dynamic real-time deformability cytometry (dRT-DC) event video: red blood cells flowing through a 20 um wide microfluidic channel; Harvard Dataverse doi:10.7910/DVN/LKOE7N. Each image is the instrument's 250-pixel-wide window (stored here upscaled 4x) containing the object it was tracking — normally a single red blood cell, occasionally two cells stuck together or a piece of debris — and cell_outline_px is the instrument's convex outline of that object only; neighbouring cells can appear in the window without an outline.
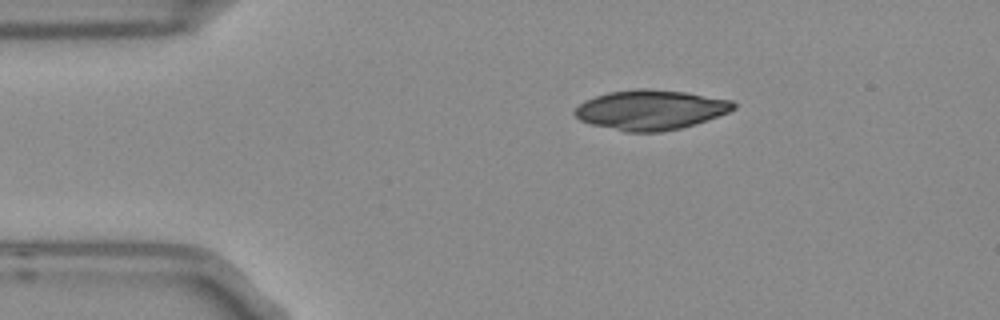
{"species": "Egyptian fruit bat (a non-hibernating species)", "species_latin": "Rousettus aegyptiacus", "temperature_condition": "room temperature", "stored_images_in_passage": 4, "camera_frame_rate_fps": 3000, "um_per_image_px": 0.085, "frame": {"image": 1, "passage_image": 4, "time_ms": 1.0, "image_size_px": [1000, 320], "cell_outline_px": [[736, 108], [728, 112], [696, 124], [680, 128], [660, 132], [624, 132], [592, 124], [580, 120], [572, 112], [584, 100], [608, 92], [636, 88], [648, 88], [688, 92], [732, 100], [736, 104]], "centroid_in_image_um": [55.31, 9.33], "position_along_channel_um": 29.7, "area_um2": 37.05}}